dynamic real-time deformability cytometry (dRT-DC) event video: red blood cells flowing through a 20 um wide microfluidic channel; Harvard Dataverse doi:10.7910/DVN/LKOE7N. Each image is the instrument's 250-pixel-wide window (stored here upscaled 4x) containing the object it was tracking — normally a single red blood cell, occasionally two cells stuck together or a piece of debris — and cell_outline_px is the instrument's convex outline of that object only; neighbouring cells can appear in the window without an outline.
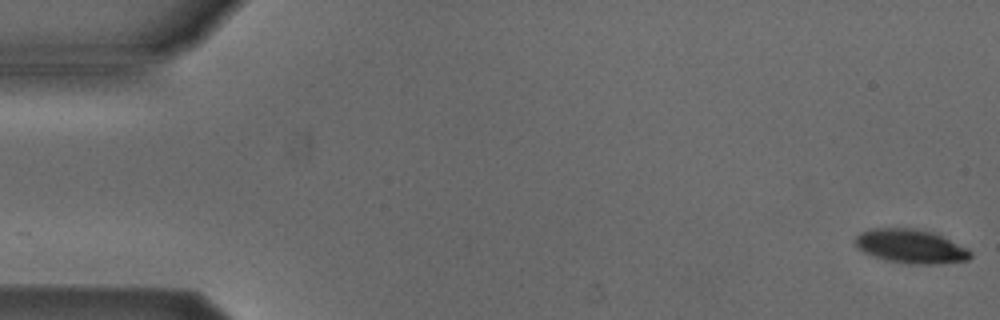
{"species": "Egyptian fruit bat (a non-hibernating species)", "species_latin": "Rousettus aegyptiacus", "temperature_condition": "cold", "stored_images_in_passage": 53, "camera_frame_rate_fps": 3000, "um_per_image_px": 0.085, "animal": {"sex": "male"}, "frame": {"image": 1, "passage_image": 1, "time_ms": 0.0, "image_size_px": [1000, 320], "cell_outline_px": [[972, 256], [968, 260], [940, 264], [908, 264], [888, 260], [872, 256], [856, 248], [852, 240], [860, 232], [872, 228], [912, 228], [932, 232], [968, 248], [972, 252]], "centroid_in_image_um": [77.38, 20.94], "position_along_channel_um": 7.6, "area_um2": 23.0}}
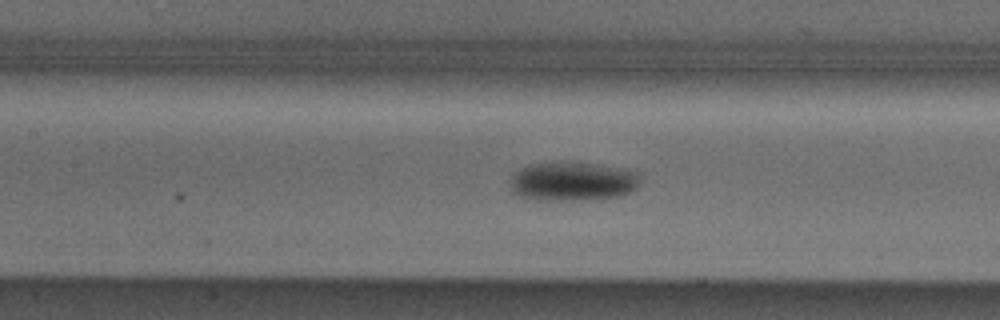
{"frame": {"image": 2, "passage_image": 24, "time_ms": 7.667, "image_size_px": [1000, 320], "cell_outline_px": [[640, 184], [632, 192], [620, 196], [592, 200], [532, 200], [520, 196], [512, 192], [512, 176], [520, 168], [528, 164], [556, 160], [572, 160], [596, 164], [640, 172]], "centroid_in_image_um": [48.69, 15.4], "position_along_channel_um": 158.7, "area_um2": 30.52}}
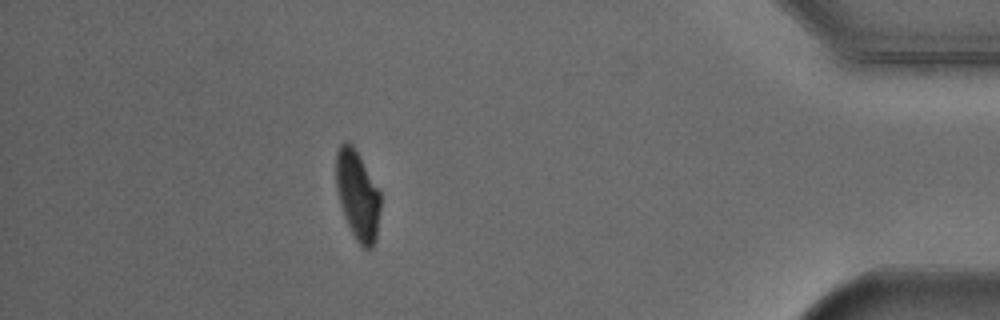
{"frame": {"image": 3, "passage_image": 47, "time_ms": 15.333, "image_size_px": [1000, 320], "cell_outline_px": [[380, 208], [376, 240], [372, 248], [364, 248], [356, 240], [344, 216], [340, 204], [336, 188], [336, 152], [340, 144], [344, 140], [348, 140], [352, 144], [380, 192]], "centroid_in_image_um": [30.38, 16.58], "position_along_channel_um": 404.8, "area_um2": 22.95}, "authors_computed_cell_mechanics": {"area_um2": 24.3338, "velocity_mm_per_s": 3.8722, "shape_relaxation_time_tau1_ms": 3.0296, "shape_relaxation_time_tau2_ms": null, "deformation_change_tau1": 0.1189, "deformation_change_tau2": null}}